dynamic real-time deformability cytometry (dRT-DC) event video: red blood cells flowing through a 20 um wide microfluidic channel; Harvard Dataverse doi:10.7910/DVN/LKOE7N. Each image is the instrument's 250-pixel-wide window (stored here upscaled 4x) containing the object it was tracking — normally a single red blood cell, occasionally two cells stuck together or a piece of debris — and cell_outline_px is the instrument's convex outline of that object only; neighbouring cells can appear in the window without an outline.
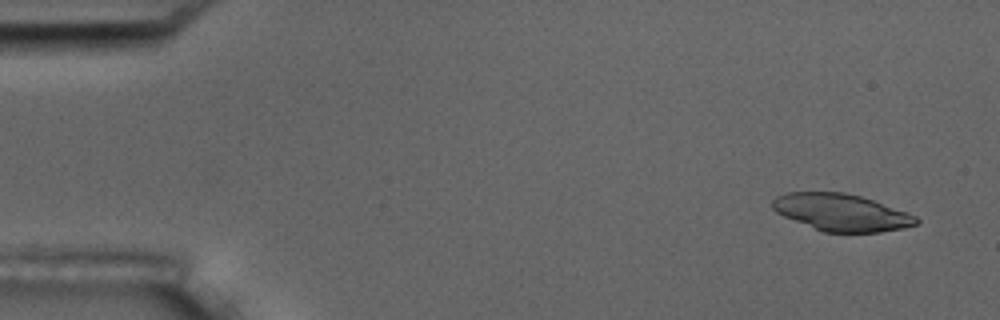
{"species": "common noctule bat (a hibernating species)", "species_latin": "Nyctalus noctula", "temperature_condition": "room temperature", "stored_images_in_passage": 4, "camera_frame_rate_fps": 3000, "um_per_image_px": 0.085, "animal": {"sex": "male", "body_mass_g": 17.5, "forearm_length_mm": 52.3}, "frame": {"image": 1, "passage_image": 1, "time_ms": 0.0, "image_size_px": [1000, 320], "cell_outline_px": [[920, 220], [916, 224], [904, 228], [880, 232], [824, 232], [784, 216], [776, 212], [772, 208], [772, 200], [776, 196], [788, 192], [844, 192], [860, 196], [908, 212], [916, 216]], "centroid_in_image_um": [71.52, 18.05], "position_along_channel_um": 13.5, "area_um2": 30.87}}